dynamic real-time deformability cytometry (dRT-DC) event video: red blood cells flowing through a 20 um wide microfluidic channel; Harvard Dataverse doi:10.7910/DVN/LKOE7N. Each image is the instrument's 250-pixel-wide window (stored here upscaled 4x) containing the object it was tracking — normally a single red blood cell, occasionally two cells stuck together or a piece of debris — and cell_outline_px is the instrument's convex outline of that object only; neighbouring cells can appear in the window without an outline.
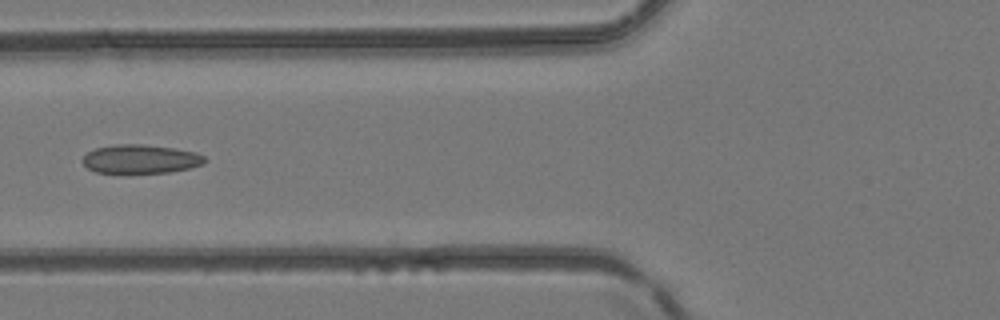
{"species": "common noctule bat (a hibernating species)", "species_latin": "Nyctalus noctula", "temperature_condition": "room temperature", "stored_images_in_passage": 3, "camera_frame_rate_fps": 3000, "um_per_image_px": 0.085, "animal": {"sex": "female", "body_mass_g": 24.6, "forearm_length_mm": 56.2}, "frame": {"image": 1, "passage_image": 3, "time_ms": 0.667, "image_size_px": [1000, 320], "cell_outline_px": [[208, 160], [204, 164], [188, 168], [168, 172], [128, 176], [96, 172], [88, 168], [84, 164], [84, 156], [88, 152], [96, 148], [116, 144], [140, 144], [176, 148], [196, 152], [204, 156]], "centroid_in_image_um": [11.95, 13.56], "position_along_channel_um": 113.8, "area_um2": 21.27}}